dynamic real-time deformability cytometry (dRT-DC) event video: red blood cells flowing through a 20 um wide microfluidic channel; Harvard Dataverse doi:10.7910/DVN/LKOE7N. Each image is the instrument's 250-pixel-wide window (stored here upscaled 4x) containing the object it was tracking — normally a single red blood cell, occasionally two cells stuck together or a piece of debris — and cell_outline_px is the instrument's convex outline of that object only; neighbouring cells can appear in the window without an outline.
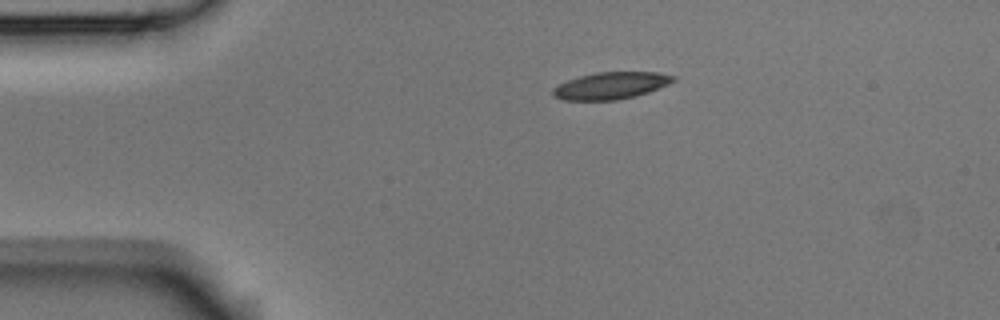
{"species": "Egyptian fruit bat (a non-hibernating species)", "species_latin": "Rousettus aegyptiacus", "temperature_condition": "room temperature", "stored_images_in_passage": 3, "camera_frame_rate_fps": 3000, "um_per_image_px": 0.085, "animal": {"sex": "male"}, "frame": {"image": 1, "passage_image": 1, "time_ms": 0.0, "image_size_px": [1000, 320], "cell_outline_px": [[676, 80], [668, 84], [648, 92], [636, 96], [616, 100], [560, 100], [552, 96], [552, 88], [568, 80], [580, 76], [596, 72], [656, 72], [676, 76]], "centroid_in_image_um": [51.91, 7.28], "position_along_channel_um": 33.1, "area_um2": 18.96}}
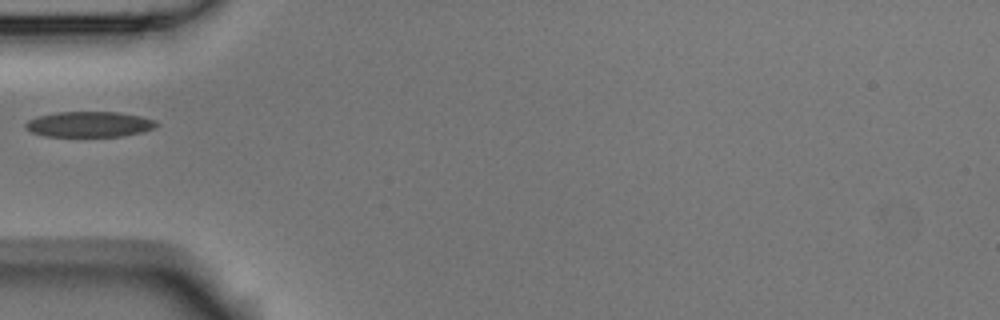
{"frame": {"image": 2, "passage_image": 3, "time_ms": 0.667, "image_size_px": [1000, 320], "cell_outline_px": [[156, 124], [152, 128], [140, 132], [124, 136], [44, 136], [32, 132], [24, 124], [28, 120], [36, 116], [56, 112], [116, 112], [140, 116], [156, 120]], "centroid_in_image_um": [7.55, 10.56], "position_along_channel_um": 77.5, "area_um2": 19.25}}